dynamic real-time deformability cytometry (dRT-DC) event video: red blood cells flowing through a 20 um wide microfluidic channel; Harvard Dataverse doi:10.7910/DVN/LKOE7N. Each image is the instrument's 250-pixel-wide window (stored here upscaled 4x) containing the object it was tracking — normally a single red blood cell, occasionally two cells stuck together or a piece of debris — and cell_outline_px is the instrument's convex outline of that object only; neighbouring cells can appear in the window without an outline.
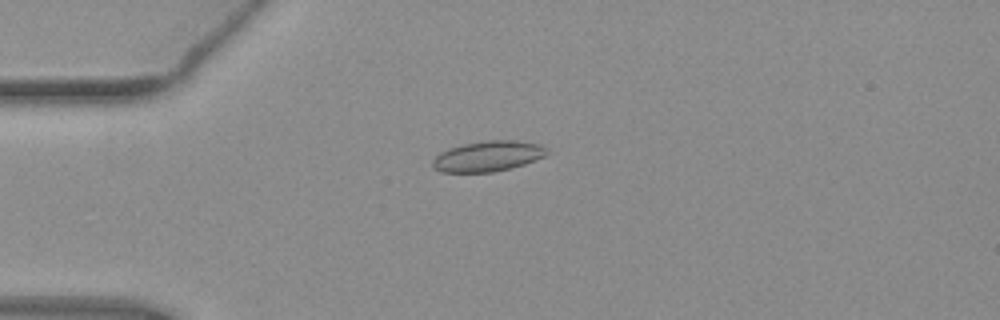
{"species": "common noctule bat (a hibernating species)", "species_latin": "Nyctalus noctula", "temperature_condition": "warm", "stored_images_in_passage": 42, "camera_frame_rate_fps": 3000, "um_per_image_px": 0.085, "animal": {"sex": "female", "body_mass_g": 19.3, "forearm_length_mm": 54.1}, "frame": {"image": 1, "passage_image": 3, "time_ms": 0.667, "image_size_px": [1000, 320], "cell_outline_px": [[548, 152], [544, 156], [524, 164], [512, 168], [492, 172], [440, 172], [432, 168], [432, 160], [440, 152], [448, 148], [464, 144], [484, 140], [516, 140], [540, 144]], "centroid_in_image_um": [41.43, 13.28], "position_along_channel_um": 43.6, "area_um2": 20.35}}
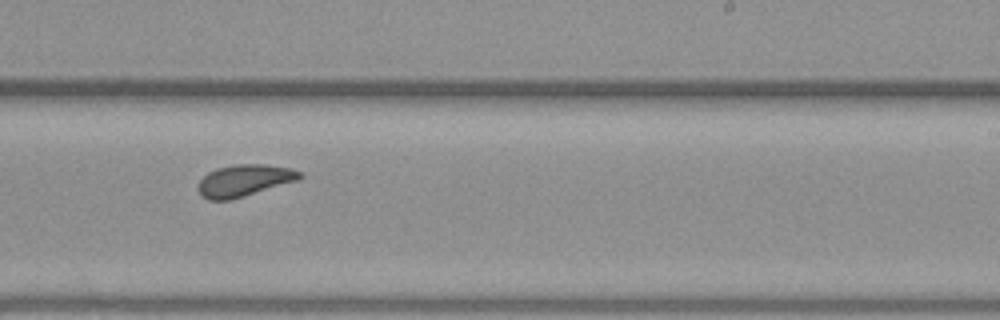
{"frame": {"image": 2, "passage_image": 22, "time_ms": 7.0, "image_size_px": [1000, 320], "cell_outline_px": [[304, 176], [296, 180], [232, 200], [208, 200], [200, 196], [196, 188], [200, 180], [208, 172], [216, 168], [236, 164], [264, 164], [292, 168], [300, 172]], "centroid_in_image_um": [20.71, 15.34], "position_along_channel_um": 268.3, "area_um2": 18.9}}
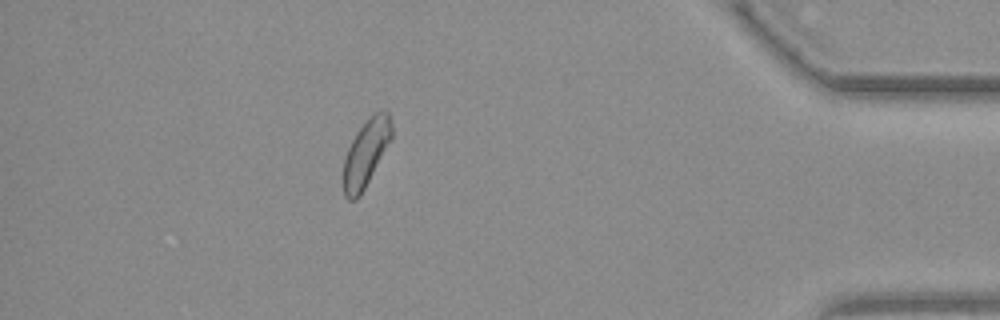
{"frame": {"image": 3, "passage_image": 36, "time_ms": 11.667, "image_size_px": [1000, 320], "cell_outline_px": [[392, 140], [360, 196], [356, 200], [348, 200], [344, 196], [344, 156], [356, 132], [368, 116], [380, 108], [388, 108], [392, 124]], "centroid_in_image_um": [31.15, 12.93], "position_along_channel_um": 404.1, "area_um2": 19.31}, "authors_computed_cell_mechanics": {"area_um2": 18.8428, "velocity_mm_per_s": 3.9146, "shape_relaxation_time_tau1_ms": 6.1569, "shape_relaxation_time_tau2_ms": 1.361, "deformation_change_tau1": 0.1157, "deformation_change_tau2": 0.0797}}